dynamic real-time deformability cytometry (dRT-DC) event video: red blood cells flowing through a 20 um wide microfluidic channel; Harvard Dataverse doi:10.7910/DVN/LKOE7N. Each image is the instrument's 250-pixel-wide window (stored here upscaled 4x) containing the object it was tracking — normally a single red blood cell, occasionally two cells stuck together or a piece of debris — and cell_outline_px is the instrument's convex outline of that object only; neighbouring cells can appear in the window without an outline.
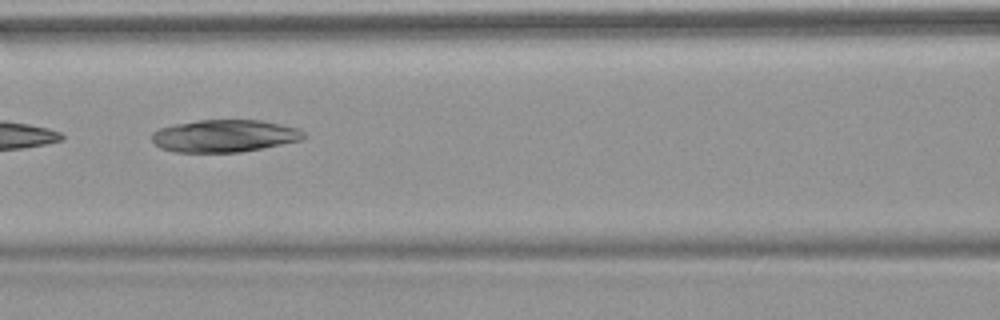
{"species": "common noctule bat (a hibernating species)", "species_latin": "Nyctalus noctula", "temperature_condition": "warm", "stored_images_in_passage": 5, "camera_frame_rate_fps": 3000, "um_per_image_px": 0.085, "animal": {"sex": "female", "body_mass_g": 18.4}, "frame": {"image": 1, "passage_image": 5, "time_ms": 4.667, "image_size_px": [1000, 320], "cell_outline_px": [[304, 136], [300, 140], [264, 148], [240, 152], [176, 152], [160, 148], [152, 140], [152, 132], [160, 128], [172, 124], [200, 120], [260, 120], [280, 124], [296, 128], [304, 132]], "centroid_in_image_um": [19.04, 11.55], "position_along_channel_um": 147.6, "area_um2": 28.55}}